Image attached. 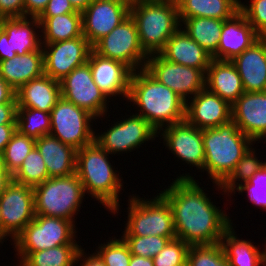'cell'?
<instances>
[{"label": "cell", "instance_id": "1", "mask_svg": "<svg viewBox=\"0 0 266 266\" xmlns=\"http://www.w3.org/2000/svg\"><path fill=\"white\" fill-rule=\"evenodd\" d=\"M196 181L189 173H183L160 191L171 207L176 237L189 245L220 243L233 222Z\"/></svg>", "mask_w": 266, "mask_h": 266}, {"label": "cell", "instance_id": "2", "mask_svg": "<svg viewBox=\"0 0 266 266\" xmlns=\"http://www.w3.org/2000/svg\"><path fill=\"white\" fill-rule=\"evenodd\" d=\"M137 105L136 115L143 117L157 132L185 120L186 102L145 69L133 71L128 100Z\"/></svg>", "mask_w": 266, "mask_h": 266}, {"label": "cell", "instance_id": "3", "mask_svg": "<svg viewBox=\"0 0 266 266\" xmlns=\"http://www.w3.org/2000/svg\"><path fill=\"white\" fill-rule=\"evenodd\" d=\"M109 155L96 141L77 150L76 174L85 193L115 215L120 208L118 195L124 182L110 163Z\"/></svg>", "mask_w": 266, "mask_h": 266}, {"label": "cell", "instance_id": "4", "mask_svg": "<svg viewBox=\"0 0 266 266\" xmlns=\"http://www.w3.org/2000/svg\"><path fill=\"white\" fill-rule=\"evenodd\" d=\"M253 144L255 142L232 120L216 128L203 130L204 171L207 172L209 179H212L214 187L220 186L230 175L251 145L254 146Z\"/></svg>", "mask_w": 266, "mask_h": 266}, {"label": "cell", "instance_id": "5", "mask_svg": "<svg viewBox=\"0 0 266 266\" xmlns=\"http://www.w3.org/2000/svg\"><path fill=\"white\" fill-rule=\"evenodd\" d=\"M130 15L135 21L142 49L158 54L181 27L177 2L133 0Z\"/></svg>", "mask_w": 266, "mask_h": 266}, {"label": "cell", "instance_id": "6", "mask_svg": "<svg viewBox=\"0 0 266 266\" xmlns=\"http://www.w3.org/2000/svg\"><path fill=\"white\" fill-rule=\"evenodd\" d=\"M35 213L47 217H60L75 223L85 191L76 173L48 178L35 186Z\"/></svg>", "mask_w": 266, "mask_h": 266}, {"label": "cell", "instance_id": "7", "mask_svg": "<svg viewBox=\"0 0 266 266\" xmlns=\"http://www.w3.org/2000/svg\"><path fill=\"white\" fill-rule=\"evenodd\" d=\"M129 198L123 236L176 237L171 207L160 193L151 200L136 194Z\"/></svg>", "mask_w": 266, "mask_h": 266}, {"label": "cell", "instance_id": "8", "mask_svg": "<svg viewBox=\"0 0 266 266\" xmlns=\"http://www.w3.org/2000/svg\"><path fill=\"white\" fill-rule=\"evenodd\" d=\"M75 223L60 217L35 215L34 219L13 240L15 252H38L76 242Z\"/></svg>", "mask_w": 266, "mask_h": 266}, {"label": "cell", "instance_id": "9", "mask_svg": "<svg viewBox=\"0 0 266 266\" xmlns=\"http://www.w3.org/2000/svg\"><path fill=\"white\" fill-rule=\"evenodd\" d=\"M50 115L49 134L62 143L79 150L95 141L96 132L91 128V123L96 118L86 110L61 97L51 109Z\"/></svg>", "mask_w": 266, "mask_h": 266}, {"label": "cell", "instance_id": "10", "mask_svg": "<svg viewBox=\"0 0 266 266\" xmlns=\"http://www.w3.org/2000/svg\"><path fill=\"white\" fill-rule=\"evenodd\" d=\"M92 49L98 55L123 62L132 71L144 69L148 55L142 49L135 21L129 15Z\"/></svg>", "mask_w": 266, "mask_h": 266}, {"label": "cell", "instance_id": "11", "mask_svg": "<svg viewBox=\"0 0 266 266\" xmlns=\"http://www.w3.org/2000/svg\"><path fill=\"white\" fill-rule=\"evenodd\" d=\"M144 69L185 102L205 88V74L200 69L168 61L160 53L148 55Z\"/></svg>", "mask_w": 266, "mask_h": 266}, {"label": "cell", "instance_id": "12", "mask_svg": "<svg viewBox=\"0 0 266 266\" xmlns=\"http://www.w3.org/2000/svg\"><path fill=\"white\" fill-rule=\"evenodd\" d=\"M60 86L61 97L65 100L86 110L96 119L107 116L110 101L94 82L88 63L76 67L60 81Z\"/></svg>", "mask_w": 266, "mask_h": 266}, {"label": "cell", "instance_id": "13", "mask_svg": "<svg viewBox=\"0 0 266 266\" xmlns=\"http://www.w3.org/2000/svg\"><path fill=\"white\" fill-rule=\"evenodd\" d=\"M130 117L114 122L107 131L95 133V141L110 155L132 152L146 141L159 137L158 132L141 116L131 113Z\"/></svg>", "mask_w": 266, "mask_h": 266}, {"label": "cell", "instance_id": "14", "mask_svg": "<svg viewBox=\"0 0 266 266\" xmlns=\"http://www.w3.org/2000/svg\"><path fill=\"white\" fill-rule=\"evenodd\" d=\"M0 212L3 231L14 240L36 215L34 189L12 180L0 195Z\"/></svg>", "mask_w": 266, "mask_h": 266}, {"label": "cell", "instance_id": "15", "mask_svg": "<svg viewBox=\"0 0 266 266\" xmlns=\"http://www.w3.org/2000/svg\"><path fill=\"white\" fill-rule=\"evenodd\" d=\"M42 49L44 74L59 82L76 67L87 63L93 50L84 35L71 40L42 44Z\"/></svg>", "mask_w": 266, "mask_h": 266}, {"label": "cell", "instance_id": "16", "mask_svg": "<svg viewBox=\"0 0 266 266\" xmlns=\"http://www.w3.org/2000/svg\"><path fill=\"white\" fill-rule=\"evenodd\" d=\"M39 29L41 27L38 18L30 17L29 19V17L25 16L1 18L0 61L12 59L16 55L37 51L42 46V38L41 35L39 36L41 30Z\"/></svg>", "mask_w": 266, "mask_h": 266}, {"label": "cell", "instance_id": "17", "mask_svg": "<svg viewBox=\"0 0 266 266\" xmlns=\"http://www.w3.org/2000/svg\"><path fill=\"white\" fill-rule=\"evenodd\" d=\"M130 0H93L82 11L83 35L93 46L130 15Z\"/></svg>", "mask_w": 266, "mask_h": 266}, {"label": "cell", "instance_id": "18", "mask_svg": "<svg viewBox=\"0 0 266 266\" xmlns=\"http://www.w3.org/2000/svg\"><path fill=\"white\" fill-rule=\"evenodd\" d=\"M158 134L164 139L165 147L178 157L177 159L204 172L203 130L184 120L161 129Z\"/></svg>", "mask_w": 266, "mask_h": 266}, {"label": "cell", "instance_id": "19", "mask_svg": "<svg viewBox=\"0 0 266 266\" xmlns=\"http://www.w3.org/2000/svg\"><path fill=\"white\" fill-rule=\"evenodd\" d=\"M185 120L200 130L216 128L232 120L231 105L204 88L186 102Z\"/></svg>", "mask_w": 266, "mask_h": 266}, {"label": "cell", "instance_id": "20", "mask_svg": "<svg viewBox=\"0 0 266 266\" xmlns=\"http://www.w3.org/2000/svg\"><path fill=\"white\" fill-rule=\"evenodd\" d=\"M231 112L232 121L254 142L266 138V91L244 92Z\"/></svg>", "mask_w": 266, "mask_h": 266}, {"label": "cell", "instance_id": "21", "mask_svg": "<svg viewBox=\"0 0 266 266\" xmlns=\"http://www.w3.org/2000/svg\"><path fill=\"white\" fill-rule=\"evenodd\" d=\"M87 63L90 65L94 82L108 99L119 95L123 96V100H128L133 71L127 65L121 61L104 58L93 50Z\"/></svg>", "mask_w": 266, "mask_h": 266}, {"label": "cell", "instance_id": "22", "mask_svg": "<svg viewBox=\"0 0 266 266\" xmlns=\"http://www.w3.org/2000/svg\"><path fill=\"white\" fill-rule=\"evenodd\" d=\"M260 39V35L239 10L229 19L224 20L217 52L212 59L231 61Z\"/></svg>", "mask_w": 266, "mask_h": 266}, {"label": "cell", "instance_id": "23", "mask_svg": "<svg viewBox=\"0 0 266 266\" xmlns=\"http://www.w3.org/2000/svg\"><path fill=\"white\" fill-rule=\"evenodd\" d=\"M231 62L238 71L245 92L266 91V45L261 39Z\"/></svg>", "mask_w": 266, "mask_h": 266}, {"label": "cell", "instance_id": "24", "mask_svg": "<svg viewBox=\"0 0 266 266\" xmlns=\"http://www.w3.org/2000/svg\"><path fill=\"white\" fill-rule=\"evenodd\" d=\"M160 54L168 61L200 69L204 74L212 60V56L181 27L168 39Z\"/></svg>", "mask_w": 266, "mask_h": 266}, {"label": "cell", "instance_id": "25", "mask_svg": "<svg viewBox=\"0 0 266 266\" xmlns=\"http://www.w3.org/2000/svg\"><path fill=\"white\" fill-rule=\"evenodd\" d=\"M205 88L231 106L245 92L242 80L231 61L212 59L205 73Z\"/></svg>", "mask_w": 266, "mask_h": 266}, {"label": "cell", "instance_id": "26", "mask_svg": "<svg viewBox=\"0 0 266 266\" xmlns=\"http://www.w3.org/2000/svg\"><path fill=\"white\" fill-rule=\"evenodd\" d=\"M35 147L43 157L49 178L76 173L77 150L48 134L36 139Z\"/></svg>", "mask_w": 266, "mask_h": 266}, {"label": "cell", "instance_id": "27", "mask_svg": "<svg viewBox=\"0 0 266 266\" xmlns=\"http://www.w3.org/2000/svg\"><path fill=\"white\" fill-rule=\"evenodd\" d=\"M61 98L60 82L46 74L34 78L16 91L17 107L51 112Z\"/></svg>", "mask_w": 266, "mask_h": 266}, {"label": "cell", "instance_id": "28", "mask_svg": "<svg viewBox=\"0 0 266 266\" xmlns=\"http://www.w3.org/2000/svg\"><path fill=\"white\" fill-rule=\"evenodd\" d=\"M44 74V54L42 46L37 51L16 55L12 59L0 61V77L15 91L30 80Z\"/></svg>", "mask_w": 266, "mask_h": 266}, {"label": "cell", "instance_id": "29", "mask_svg": "<svg viewBox=\"0 0 266 266\" xmlns=\"http://www.w3.org/2000/svg\"><path fill=\"white\" fill-rule=\"evenodd\" d=\"M41 27V44L56 43L83 36L82 12L54 17H38Z\"/></svg>", "mask_w": 266, "mask_h": 266}, {"label": "cell", "instance_id": "30", "mask_svg": "<svg viewBox=\"0 0 266 266\" xmlns=\"http://www.w3.org/2000/svg\"><path fill=\"white\" fill-rule=\"evenodd\" d=\"M179 20L207 17L226 20L240 10L241 0H177Z\"/></svg>", "mask_w": 266, "mask_h": 266}, {"label": "cell", "instance_id": "31", "mask_svg": "<svg viewBox=\"0 0 266 266\" xmlns=\"http://www.w3.org/2000/svg\"><path fill=\"white\" fill-rule=\"evenodd\" d=\"M231 226L221 238V245L230 266H265L264 251H259L254 242L240 240Z\"/></svg>", "mask_w": 266, "mask_h": 266}, {"label": "cell", "instance_id": "32", "mask_svg": "<svg viewBox=\"0 0 266 266\" xmlns=\"http://www.w3.org/2000/svg\"><path fill=\"white\" fill-rule=\"evenodd\" d=\"M224 20L207 17L185 19L181 28L211 56L217 52ZM184 25V27H182Z\"/></svg>", "mask_w": 266, "mask_h": 266}, {"label": "cell", "instance_id": "33", "mask_svg": "<svg viewBox=\"0 0 266 266\" xmlns=\"http://www.w3.org/2000/svg\"><path fill=\"white\" fill-rule=\"evenodd\" d=\"M81 245H61L38 252H17L20 266H75Z\"/></svg>", "mask_w": 266, "mask_h": 266}, {"label": "cell", "instance_id": "34", "mask_svg": "<svg viewBox=\"0 0 266 266\" xmlns=\"http://www.w3.org/2000/svg\"><path fill=\"white\" fill-rule=\"evenodd\" d=\"M256 150L251 146L243 157L238 161L234 170L217 188L230 196L236 194L235 190L244 182L248 181L257 171L266 165L255 154ZM238 181V182H237ZM237 182V183H236ZM230 194V195H229Z\"/></svg>", "mask_w": 266, "mask_h": 266}, {"label": "cell", "instance_id": "35", "mask_svg": "<svg viewBox=\"0 0 266 266\" xmlns=\"http://www.w3.org/2000/svg\"><path fill=\"white\" fill-rule=\"evenodd\" d=\"M16 130L34 139L51 131V115L38 109L17 107Z\"/></svg>", "mask_w": 266, "mask_h": 266}, {"label": "cell", "instance_id": "36", "mask_svg": "<svg viewBox=\"0 0 266 266\" xmlns=\"http://www.w3.org/2000/svg\"><path fill=\"white\" fill-rule=\"evenodd\" d=\"M48 178L45 162L36 147L30 151L22 165L12 175L13 181L32 188L43 183Z\"/></svg>", "mask_w": 266, "mask_h": 266}, {"label": "cell", "instance_id": "37", "mask_svg": "<svg viewBox=\"0 0 266 266\" xmlns=\"http://www.w3.org/2000/svg\"><path fill=\"white\" fill-rule=\"evenodd\" d=\"M35 142L36 139L21 134L18 130L13 133L3 154L0 156L2 164L11 175L22 165L24 159L35 147Z\"/></svg>", "mask_w": 266, "mask_h": 266}, {"label": "cell", "instance_id": "38", "mask_svg": "<svg viewBox=\"0 0 266 266\" xmlns=\"http://www.w3.org/2000/svg\"><path fill=\"white\" fill-rule=\"evenodd\" d=\"M186 266H230L221 243L190 245Z\"/></svg>", "mask_w": 266, "mask_h": 266}, {"label": "cell", "instance_id": "39", "mask_svg": "<svg viewBox=\"0 0 266 266\" xmlns=\"http://www.w3.org/2000/svg\"><path fill=\"white\" fill-rule=\"evenodd\" d=\"M127 243L131 255L153 258L166 244L177 237L162 236H121Z\"/></svg>", "mask_w": 266, "mask_h": 266}, {"label": "cell", "instance_id": "40", "mask_svg": "<svg viewBox=\"0 0 266 266\" xmlns=\"http://www.w3.org/2000/svg\"><path fill=\"white\" fill-rule=\"evenodd\" d=\"M111 239L106 244L104 242V244L98 245L99 247L95 252L106 266H129L131 252L127 243L122 237Z\"/></svg>", "mask_w": 266, "mask_h": 266}, {"label": "cell", "instance_id": "41", "mask_svg": "<svg viewBox=\"0 0 266 266\" xmlns=\"http://www.w3.org/2000/svg\"><path fill=\"white\" fill-rule=\"evenodd\" d=\"M190 245L181 239L170 240L166 246L153 257L154 266H186Z\"/></svg>", "mask_w": 266, "mask_h": 266}, {"label": "cell", "instance_id": "42", "mask_svg": "<svg viewBox=\"0 0 266 266\" xmlns=\"http://www.w3.org/2000/svg\"><path fill=\"white\" fill-rule=\"evenodd\" d=\"M246 193L253 205L266 210V165L257 171L248 181L239 186L235 192Z\"/></svg>", "mask_w": 266, "mask_h": 266}, {"label": "cell", "instance_id": "43", "mask_svg": "<svg viewBox=\"0 0 266 266\" xmlns=\"http://www.w3.org/2000/svg\"><path fill=\"white\" fill-rule=\"evenodd\" d=\"M249 2L248 6L240 2V10L254 30L261 35L266 31V0H250Z\"/></svg>", "mask_w": 266, "mask_h": 266}, {"label": "cell", "instance_id": "44", "mask_svg": "<svg viewBox=\"0 0 266 266\" xmlns=\"http://www.w3.org/2000/svg\"><path fill=\"white\" fill-rule=\"evenodd\" d=\"M77 10L69 0H49L46 8L39 17H54L57 15L74 13Z\"/></svg>", "mask_w": 266, "mask_h": 266}, {"label": "cell", "instance_id": "45", "mask_svg": "<svg viewBox=\"0 0 266 266\" xmlns=\"http://www.w3.org/2000/svg\"><path fill=\"white\" fill-rule=\"evenodd\" d=\"M24 17V0H0V19Z\"/></svg>", "mask_w": 266, "mask_h": 266}, {"label": "cell", "instance_id": "46", "mask_svg": "<svg viewBox=\"0 0 266 266\" xmlns=\"http://www.w3.org/2000/svg\"><path fill=\"white\" fill-rule=\"evenodd\" d=\"M48 2L49 0H24V16L38 18Z\"/></svg>", "mask_w": 266, "mask_h": 266}, {"label": "cell", "instance_id": "47", "mask_svg": "<svg viewBox=\"0 0 266 266\" xmlns=\"http://www.w3.org/2000/svg\"><path fill=\"white\" fill-rule=\"evenodd\" d=\"M17 103L0 104V125L16 124Z\"/></svg>", "mask_w": 266, "mask_h": 266}, {"label": "cell", "instance_id": "48", "mask_svg": "<svg viewBox=\"0 0 266 266\" xmlns=\"http://www.w3.org/2000/svg\"><path fill=\"white\" fill-rule=\"evenodd\" d=\"M79 261V266H106L97 253L94 252L93 254H87L86 256V252H84L83 248L79 250L75 265H77Z\"/></svg>", "mask_w": 266, "mask_h": 266}, {"label": "cell", "instance_id": "49", "mask_svg": "<svg viewBox=\"0 0 266 266\" xmlns=\"http://www.w3.org/2000/svg\"><path fill=\"white\" fill-rule=\"evenodd\" d=\"M17 103L16 91L0 77V104Z\"/></svg>", "mask_w": 266, "mask_h": 266}, {"label": "cell", "instance_id": "50", "mask_svg": "<svg viewBox=\"0 0 266 266\" xmlns=\"http://www.w3.org/2000/svg\"><path fill=\"white\" fill-rule=\"evenodd\" d=\"M16 131V124L0 125V156L3 154L7 143Z\"/></svg>", "mask_w": 266, "mask_h": 266}, {"label": "cell", "instance_id": "51", "mask_svg": "<svg viewBox=\"0 0 266 266\" xmlns=\"http://www.w3.org/2000/svg\"><path fill=\"white\" fill-rule=\"evenodd\" d=\"M11 181L12 175L6 170L0 159V195Z\"/></svg>", "mask_w": 266, "mask_h": 266}, {"label": "cell", "instance_id": "52", "mask_svg": "<svg viewBox=\"0 0 266 266\" xmlns=\"http://www.w3.org/2000/svg\"><path fill=\"white\" fill-rule=\"evenodd\" d=\"M129 266H154L153 258L131 255Z\"/></svg>", "mask_w": 266, "mask_h": 266}, {"label": "cell", "instance_id": "53", "mask_svg": "<svg viewBox=\"0 0 266 266\" xmlns=\"http://www.w3.org/2000/svg\"><path fill=\"white\" fill-rule=\"evenodd\" d=\"M74 8L78 11H83L93 0H69Z\"/></svg>", "mask_w": 266, "mask_h": 266}, {"label": "cell", "instance_id": "54", "mask_svg": "<svg viewBox=\"0 0 266 266\" xmlns=\"http://www.w3.org/2000/svg\"><path fill=\"white\" fill-rule=\"evenodd\" d=\"M0 237L5 240L7 237H9L2 228V216H1V212H0Z\"/></svg>", "mask_w": 266, "mask_h": 266}, {"label": "cell", "instance_id": "55", "mask_svg": "<svg viewBox=\"0 0 266 266\" xmlns=\"http://www.w3.org/2000/svg\"><path fill=\"white\" fill-rule=\"evenodd\" d=\"M260 39L265 43L266 45V31L260 35Z\"/></svg>", "mask_w": 266, "mask_h": 266}, {"label": "cell", "instance_id": "56", "mask_svg": "<svg viewBox=\"0 0 266 266\" xmlns=\"http://www.w3.org/2000/svg\"><path fill=\"white\" fill-rule=\"evenodd\" d=\"M265 242H266V240H265ZM266 244V243H265ZM264 244V264H265V266H266V245Z\"/></svg>", "mask_w": 266, "mask_h": 266}, {"label": "cell", "instance_id": "57", "mask_svg": "<svg viewBox=\"0 0 266 266\" xmlns=\"http://www.w3.org/2000/svg\"><path fill=\"white\" fill-rule=\"evenodd\" d=\"M147 1H173V2H176L177 0H147Z\"/></svg>", "mask_w": 266, "mask_h": 266}, {"label": "cell", "instance_id": "58", "mask_svg": "<svg viewBox=\"0 0 266 266\" xmlns=\"http://www.w3.org/2000/svg\"><path fill=\"white\" fill-rule=\"evenodd\" d=\"M3 241H4V240L0 237V243H1V244L3 243ZM1 244H0V245H1Z\"/></svg>", "mask_w": 266, "mask_h": 266}]
</instances>
